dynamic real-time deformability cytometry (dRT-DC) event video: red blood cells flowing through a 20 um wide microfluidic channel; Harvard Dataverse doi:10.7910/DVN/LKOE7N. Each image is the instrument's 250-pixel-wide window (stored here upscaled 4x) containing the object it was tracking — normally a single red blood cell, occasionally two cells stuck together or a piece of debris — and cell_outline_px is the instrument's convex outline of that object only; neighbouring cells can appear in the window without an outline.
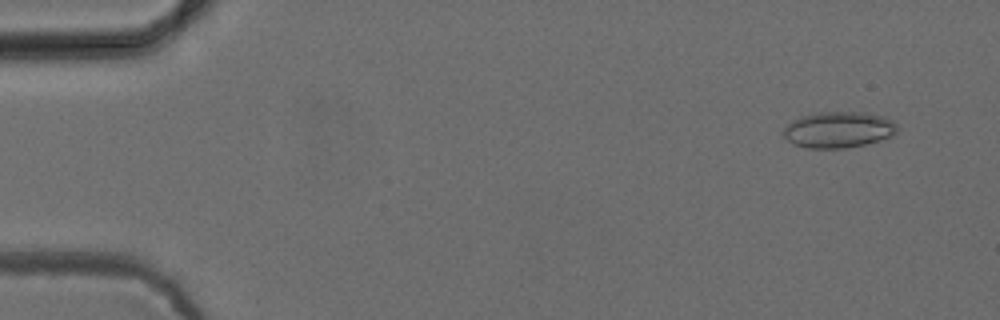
{"species": "common noctule bat (a hibernating species)", "species_latin": "Nyctalus noctula", "temperature_condition": "cold", "stored_images_in_passage": 52, "camera_frame_rate_fps": 3000, "um_per_image_px": 0.085, "animal": {"sex": "female", "body_mass_g": 24.6, "forearm_length_mm": 56.2}, "frame": {"image": 1, "passage_image": 4, "time_ms": 1.0, "image_size_px": [1000, 320], "cell_outline_px": [[900, 128], [892, 136], [880, 140], [864, 144], [844, 148], [808, 148], [792, 144], [784, 136], [784, 128], [792, 120], [800, 116], [812, 112], [868, 112], [884, 116], [892, 120]], "centroid_in_image_um": [71.29, 11.01], "position_along_channel_um": 13.7, "area_um2": 24.22}}
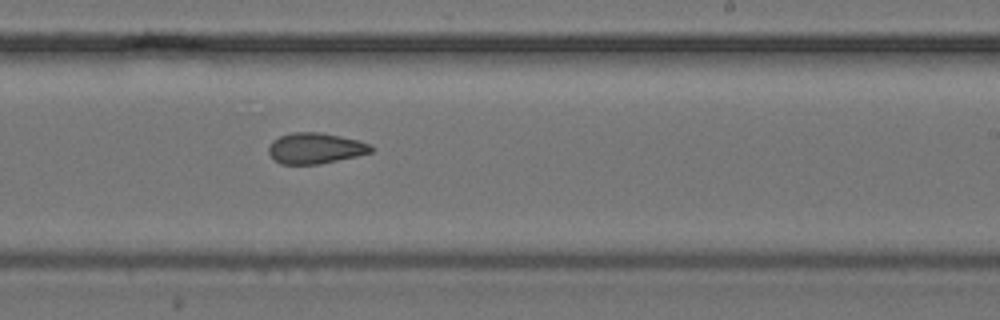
{"frame": {"image": 2, "passage_image": 32, "time_ms": 10.333, "image_size_px": [1000, 320], "cell_outline_px": [[372, 152], [356, 156], [320, 164], [280, 164], [268, 152], [268, 148], [272, 140], [280, 136], [292, 132], [320, 132], [340, 136], [372, 144]], "centroid_in_image_um": [26.79, 12.6], "position_along_channel_um": 262.2, "area_um2": 18.32}}
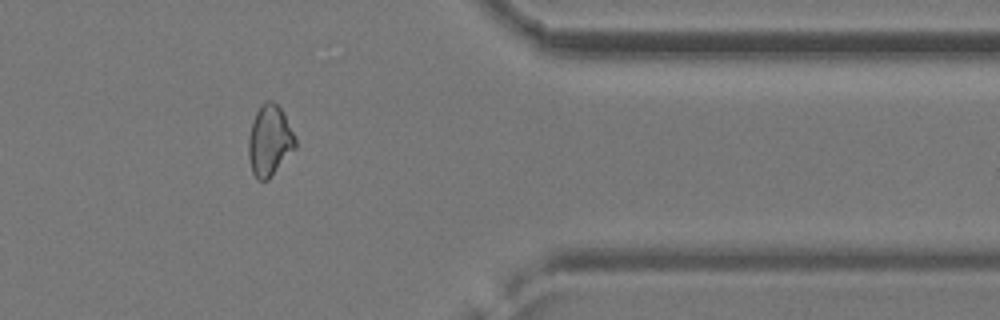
{"frame": {"image": 3, "passage_image": 43, "time_ms": 14.0, "image_size_px": [1000, 320], "cell_outline_px": [[296, 148], [268, 180], [256, 180], [252, 172], [248, 156], [248, 136], [256, 112], [264, 100], [272, 100], [280, 108], [296, 140]], "centroid_in_image_um": [22.89, 11.98], "position_along_channel_um": 388.5, "area_um2": 19.19}, "authors_computed_cell_mechanics": {"area_um2": 19.2763, "velocity_mm_per_s": 3.9276, "shape_relaxation_time_tau1_ms": 8.3143, "shape_relaxation_time_tau2_ms": 4.2891, "deformation_change_tau1": 0.1177, "deformation_change_tau2": 0.1154}}